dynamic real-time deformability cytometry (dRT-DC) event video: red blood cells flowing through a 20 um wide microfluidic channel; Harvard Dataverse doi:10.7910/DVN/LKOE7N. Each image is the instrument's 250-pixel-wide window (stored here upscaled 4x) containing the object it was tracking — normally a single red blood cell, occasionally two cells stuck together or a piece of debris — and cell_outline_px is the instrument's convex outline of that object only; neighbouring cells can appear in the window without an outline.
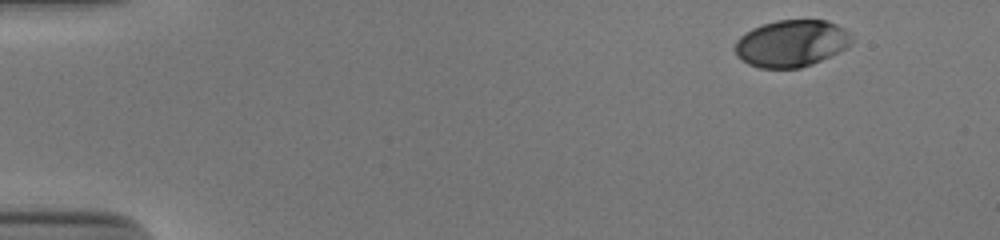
{"species": "human", "species_latin": "Homo sapiens", "temperature_condition": "cold", "stored_images_in_passage": 41, "camera_frame_rate_fps": 3000, "um_per_image_px": 0.085, "donor": {"sex": "male"}, "frame": {"image": 1, "passage_image": 1, "time_ms": 0.0, "image_size_px": [1000, 240], "cell_outline_px": [[852, 40], [844, 48], [812, 64], [800, 68], [760, 68], [748, 64], [740, 60], [736, 56], [736, 40], [744, 32], [752, 28], [776, 20], [824, 20], [836, 24], [844, 28], [848, 32]], "centroid_in_image_um": [67.21, 3.69], "position_along_channel_um": 17.8, "area_um2": 31.62}}
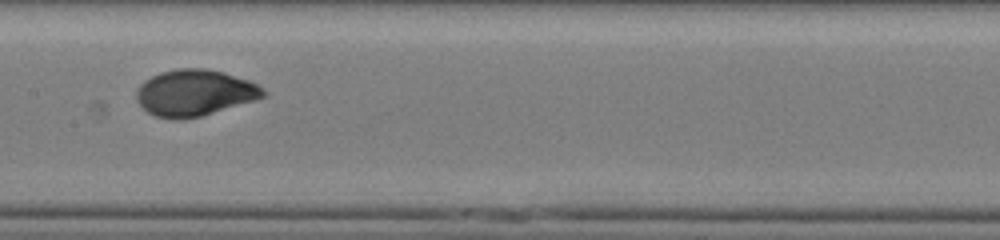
{"frame": {"image": 2, "passage_image": 24, "time_ms": 7.667, "image_size_px": [1000, 240], "cell_outline_px": [[268, 92], [264, 96], [256, 100], [200, 116], [184, 120], [172, 120], [156, 116], [148, 112], [136, 100], [136, 92], [140, 84], [144, 80], [160, 72], [176, 68], [204, 68], [224, 72], [248, 80], [264, 88]], "centroid_in_image_um": [16.54, 7.89], "position_along_channel_um": 190.9, "area_um2": 34.39}}
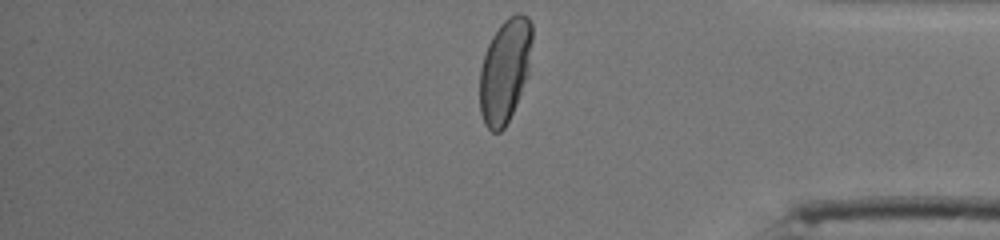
{"frame": {"image": 3, "passage_image": 41, "time_ms": 13.333, "image_size_px": [1000, 240], "cell_outline_px": [[532, 40], [528, 76], [516, 104], [504, 128], [500, 132], [492, 132], [484, 124], [480, 112], [480, 68], [488, 44], [492, 36], [500, 24], [508, 16], [516, 12], [520, 12], [528, 16], [532, 24]], "centroid_in_image_um": [42.92, 5.97], "position_along_channel_um": 392.3, "area_um2": 31.91}, "authors_computed_cell_mechanics": {"area_um2": 33.4662, "velocity_mm_per_s": 3.8615, "shape_relaxation_time_tau1_ms": 3.6785, "shape_relaxation_time_tau2_ms": null, "deformation_change_tau1": 0.1662, "deformation_change_tau2": null}}